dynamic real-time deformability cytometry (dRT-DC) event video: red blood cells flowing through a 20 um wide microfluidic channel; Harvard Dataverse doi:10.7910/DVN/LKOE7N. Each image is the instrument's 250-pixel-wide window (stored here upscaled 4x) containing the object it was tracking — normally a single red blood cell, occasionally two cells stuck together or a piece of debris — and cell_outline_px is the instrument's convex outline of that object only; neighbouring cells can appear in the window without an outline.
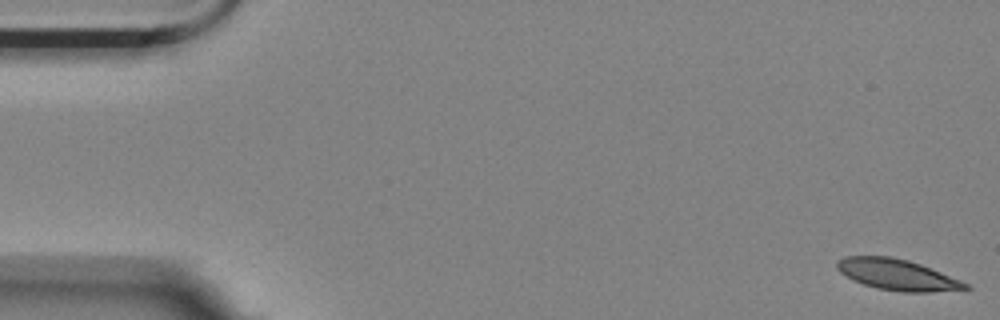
{"species": "Egyptian fruit bat (a non-hibernating species)", "species_latin": "Rousettus aegyptiacus", "temperature_condition": "room temperature", "stored_images_in_passage": 56, "camera_frame_rate_fps": 3000, "um_per_image_px": 0.085, "animal": {"sex": "female"}, "frame": {"image": 1, "passage_image": 1, "time_ms": 0.0, "image_size_px": [1000, 320], "cell_outline_px": [[972, 288], [928, 292], [904, 292], [876, 288], [852, 280], [840, 272], [836, 268], [836, 260], [844, 256], [892, 256], [908, 260], [920, 264], [960, 280], [968, 284]], "centroid_in_image_um": [76.21, 23.34], "position_along_channel_um": 8.8, "area_um2": 23.06}}
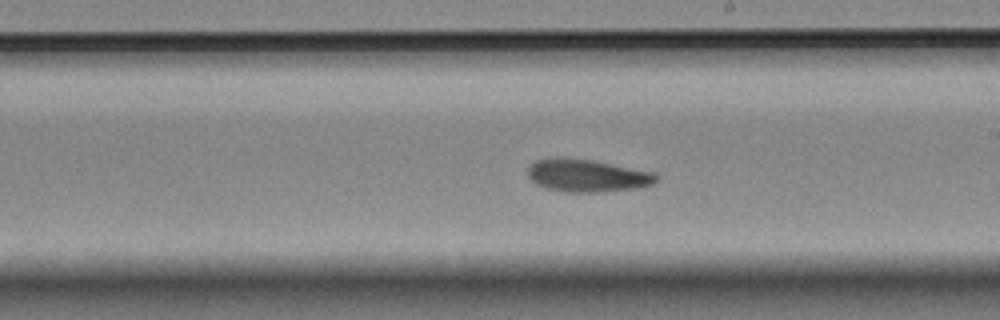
{"frame": {"image": 2, "passage_image": 32, "time_ms": 10.333, "image_size_px": [1000, 320], "cell_outline_px": [[660, 176], [652, 184], [636, 188], [596, 192], [564, 192], [544, 188], [536, 184], [528, 176], [528, 168], [536, 160], [592, 160], [656, 172]], "centroid_in_image_um": [49.97, 14.96], "position_along_channel_um": 239.0, "area_um2": 23.81}}
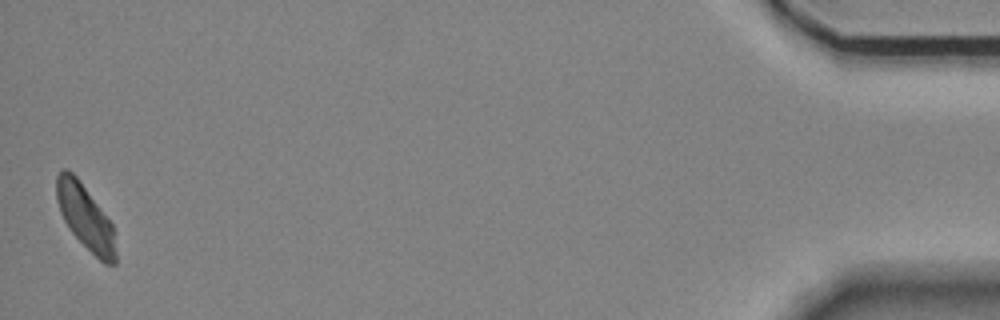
{"frame": {"image": 3, "passage_image": 56, "time_ms": 18.333, "image_size_px": [1000, 320], "cell_outline_px": [[116, 264], [104, 264], [72, 232], [64, 220], [60, 212], [56, 196], [56, 176], [64, 168], [72, 172], [76, 176], [112, 224], [116, 252]], "centroid_in_image_um": [7.25, 18.46], "position_along_channel_um": 428.0, "area_um2": 21.73}, "authors_computed_cell_mechanics": {"area_um2": 23.8425, "velocity_mm_per_s": 3.488, "shape_relaxation_time_tau1_ms": 5.2043, "shape_relaxation_time_tau2_ms": 3.6316, "deformation_change_tau1": 0.1159, "deformation_change_tau2": 0.0751}}